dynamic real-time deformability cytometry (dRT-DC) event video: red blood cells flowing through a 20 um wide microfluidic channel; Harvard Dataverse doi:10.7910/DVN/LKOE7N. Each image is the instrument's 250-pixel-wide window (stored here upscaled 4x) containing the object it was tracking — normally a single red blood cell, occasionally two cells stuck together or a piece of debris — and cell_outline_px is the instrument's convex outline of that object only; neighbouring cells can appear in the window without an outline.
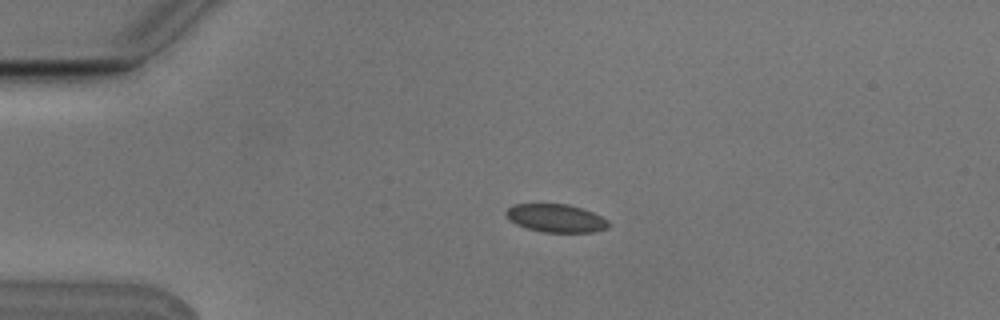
{"species": "Egyptian fruit bat (a non-hibernating species)", "species_latin": "Rousettus aegyptiacus", "temperature_condition": "cold", "stored_images_in_passage": 5, "camera_frame_rate_fps": 3000, "um_per_image_px": 0.085, "animal": {"sex": "male"}, "frame": {"image": 1, "passage_image": 4, "time_ms": 1.0, "image_size_px": [1000, 320], "cell_outline_px": [[612, 224], [608, 228], [592, 232], [544, 232], [528, 228], [516, 224], [508, 220], [504, 216], [504, 212], [512, 204], [568, 204], [592, 212], [608, 220]], "centroid_in_image_um": [47.23, 18.54], "position_along_channel_um": 37.8, "area_um2": 16.88}}